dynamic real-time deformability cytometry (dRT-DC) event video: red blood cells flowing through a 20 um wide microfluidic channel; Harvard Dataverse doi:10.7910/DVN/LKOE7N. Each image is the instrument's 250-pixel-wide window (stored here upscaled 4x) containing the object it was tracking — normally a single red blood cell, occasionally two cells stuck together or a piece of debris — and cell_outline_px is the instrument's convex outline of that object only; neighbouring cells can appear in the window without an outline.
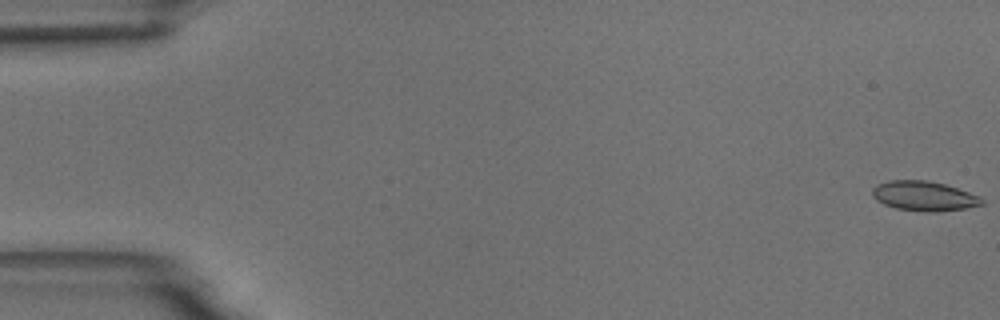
{"species": "common noctule bat (a hibernating species)", "species_latin": "Nyctalus noctula", "temperature_condition": "room temperature", "stored_images_in_passage": 56, "camera_frame_rate_fps": 3000, "um_per_image_px": 0.085, "animal": {"sex": "male", "body_mass_g": 18.8}, "frame": {"image": 1, "passage_image": 1, "time_ms": 0.0, "image_size_px": [1000, 320], "cell_outline_px": [[984, 204], [964, 208], [932, 212], [928, 212], [896, 208], [884, 204], [876, 200], [872, 196], [872, 188], [876, 184], [888, 180], [928, 180], [944, 184], [980, 196], [984, 200]], "centroid_in_image_um": [78.5, 16.65], "position_along_channel_um": 6.5, "area_um2": 18.9}}
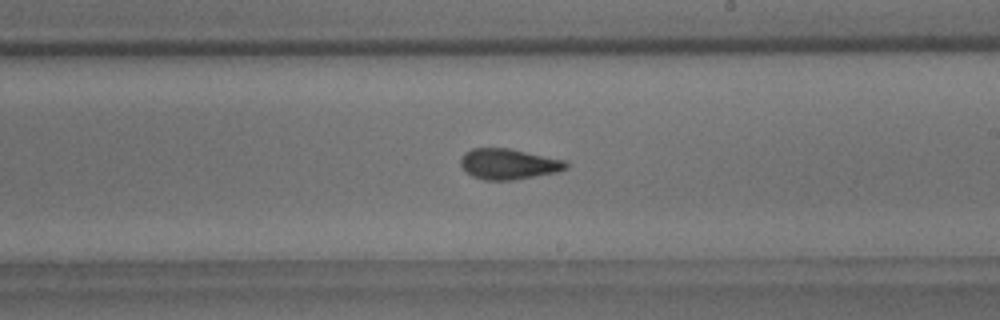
{"frame": {"image": 2, "passage_image": 33, "time_ms": 10.667, "image_size_px": [1000, 320], "cell_outline_px": [[568, 168], [556, 172], [512, 180], [484, 180], [472, 176], [460, 164], [460, 156], [464, 152], [472, 148], [508, 148], [568, 160]], "centroid_in_image_um": [43.23, 13.93], "position_along_channel_um": 245.8, "area_um2": 18.9}}
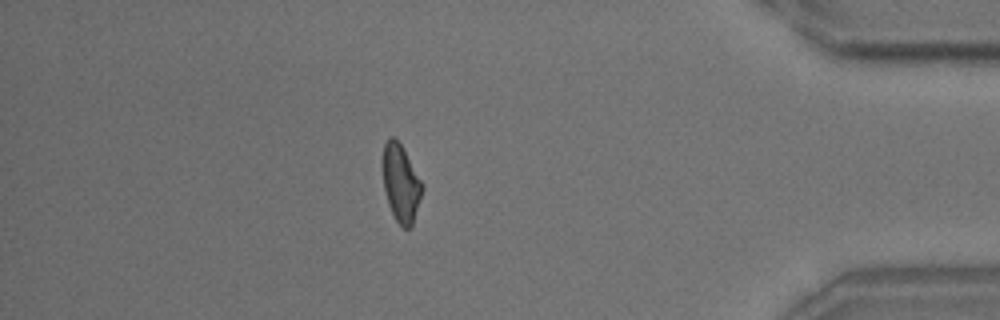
{"frame": {"image": 3, "passage_image": 49, "time_ms": 16.0, "image_size_px": [1000, 320], "cell_outline_px": [[424, 188], [412, 228], [404, 228], [396, 220], [388, 204], [384, 188], [380, 164], [380, 160], [384, 144], [392, 136], [400, 144], [424, 184]], "centroid_in_image_um": [34.06, 15.58], "position_along_channel_um": 401.1, "area_um2": 18.15}, "authors_computed_cell_mechanics": {"area_um2": 18.6694, "velocity_mm_per_s": 3.6459, "shape_relaxation_time_tau1_ms": 8.7204, "shape_relaxation_time_tau2_ms": 1.7973, "deformation_change_tau1": 0.1639, "deformation_change_tau2": 0.0684}}